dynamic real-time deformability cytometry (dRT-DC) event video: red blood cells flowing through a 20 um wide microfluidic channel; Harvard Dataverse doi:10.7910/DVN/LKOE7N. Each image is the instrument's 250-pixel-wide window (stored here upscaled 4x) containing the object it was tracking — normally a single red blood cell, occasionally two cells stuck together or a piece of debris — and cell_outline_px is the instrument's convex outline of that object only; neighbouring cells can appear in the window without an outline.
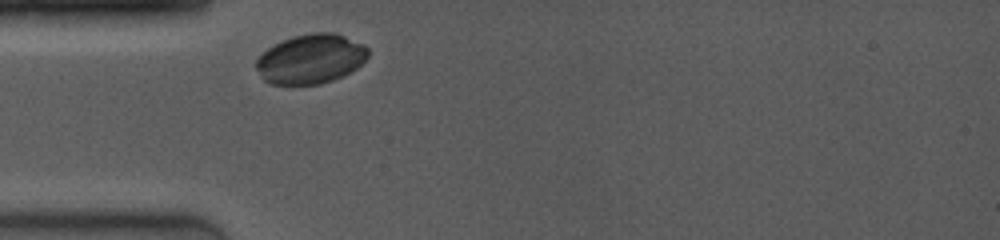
{"species": "common noctule bat (a hibernating species)", "species_latin": "Nyctalus noctula", "temperature_condition": "room temperature", "stored_images_in_passage": 1, "camera_frame_rate_fps": 4000, "um_per_image_px": 0.085, "animal": {"sex": "female", "body_mass_g": 19.0, "forearm_length_mm": 53.3}, "frame": {"image": 1, "passage_image": 1, "time_ms": 0.0, "image_size_px": [1000, 240], "cell_outline_px": [[368, 56], [356, 68], [344, 76], [320, 84], [272, 84], [264, 80], [256, 68], [256, 60], [268, 48], [292, 36], [312, 32], [332, 32], [344, 36], [364, 44], [368, 48]], "centroid_in_image_um": [26.43, 5.0], "position_along_channel_um": 58.6, "area_um2": 32.08}}